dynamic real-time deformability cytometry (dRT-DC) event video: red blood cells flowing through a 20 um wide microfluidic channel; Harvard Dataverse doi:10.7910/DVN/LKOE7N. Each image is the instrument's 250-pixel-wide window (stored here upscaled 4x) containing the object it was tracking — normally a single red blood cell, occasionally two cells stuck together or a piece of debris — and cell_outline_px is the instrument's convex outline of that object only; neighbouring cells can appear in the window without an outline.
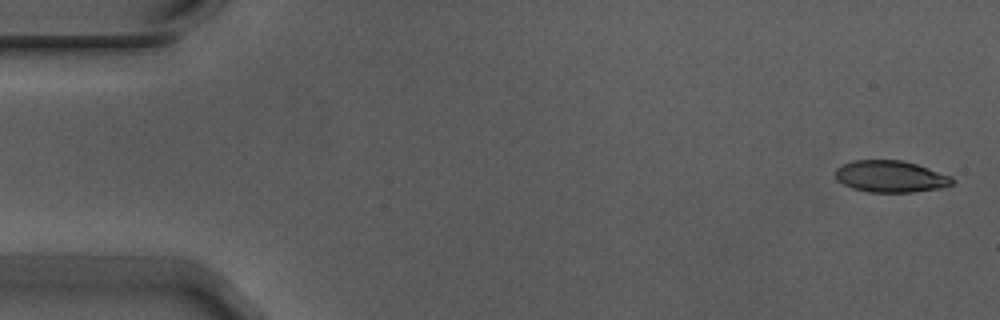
{"species": "Egyptian fruit bat (a non-hibernating species)", "species_latin": "Rousettus aegyptiacus", "temperature_condition": "warm", "stored_images_in_passage": 5, "camera_frame_rate_fps": 3000, "um_per_image_px": 0.085, "animal": {"sex": "male"}, "frame": {"image": 1, "passage_image": 1, "time_ms": 0.0, "image_size_px": [1000, 320], "cell_outline_px": [[956, 180], [952, 184], [944, 188], [912, 192], [868, 192], [852, 188], [836, 180], [836, 168], [852, 160], [900, 160], [916, 164], [952, 176]], "centroid_in_image_um": [75.73, 15.01], "position_along_channel_um": 9.3, "area_um2": 21.68}}
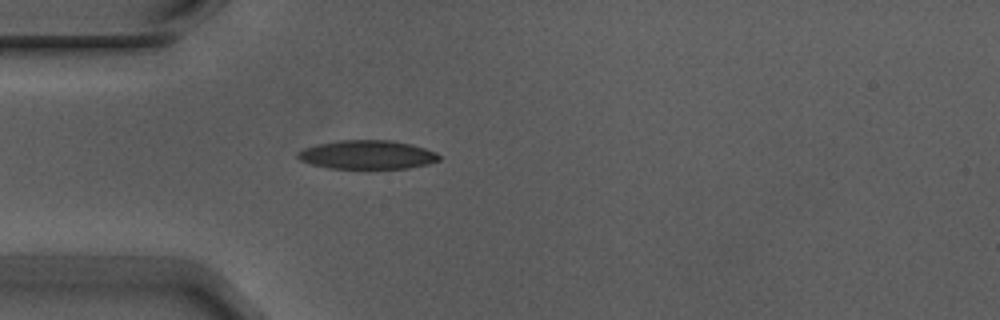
{"frame": {"image": 2, "passage_image": 5, "time_ms": 1.333, "image_size_px": [1000, 320], "cell_outline_px": [[440, 160], [428, 164], [408, 168], [328, 168], [312, 164], [300, 160], [296, 156], [296, 152], [304, 148], [320, 144], [340, 140], [388, 140], [412, 144], [436, 152], [440, 156]], "centroid_in_image_um": [31.22, 13.15], "position_along_channel_um": 53.8, "area_um2": 23.58}}